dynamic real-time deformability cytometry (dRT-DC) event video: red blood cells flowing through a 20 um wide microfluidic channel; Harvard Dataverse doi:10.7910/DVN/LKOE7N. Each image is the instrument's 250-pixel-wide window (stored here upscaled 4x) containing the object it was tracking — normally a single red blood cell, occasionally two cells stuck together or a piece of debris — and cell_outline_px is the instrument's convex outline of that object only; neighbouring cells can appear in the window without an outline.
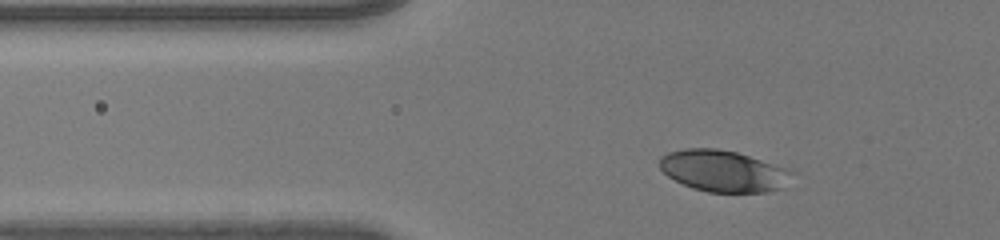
{"species": "human", "species_latin": "Homo sapiens", "temperature_condition": "room temperature", "stored_images_in_passage": 36, "camera_frame_rate_fps": 3000, "um_per_image_px": 0.085, "donor": {"sex": "male"}, "frame": {"image": 1, "passage_image": 7, "time_ms": 2.0, "image_size_px": [1000, 240], "cell_outline_px": [[796, 172], [784, 188], [768, 192], [708, 192], [692, 188], [668, 176], [660, 168], [660, 156], [668, 152], [684, 148], [716, 148], [736, 152], [788, 168]], "centroid_in_image_um": [61.52, 14.53], "position_along_channel_um": 64.3, "area_um2": 32.19}}
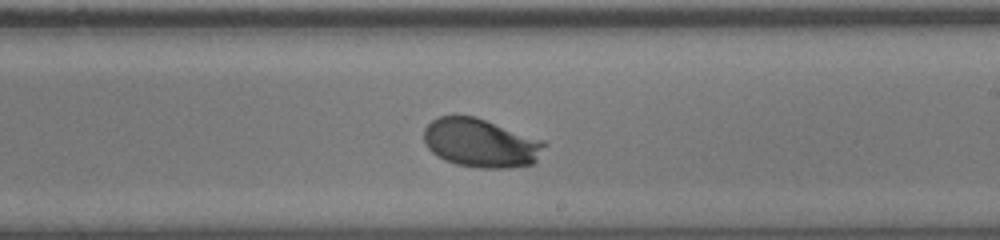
{"frame": {"image": 2, "passage_image": 23, "time_ms": 7.333, "image_size_px": [1000, 240], "cell_outline_px": [[548, 144], [536, 160], [532, 164], [512, 168], [480, 168], [456, 164], [444, 160], [432, 152], [424, 144], [424, 128], [432, 120], [440, 116], [476, 116], [544, 140]], "centroid_in_image_um": [40.88, 12.15], "position_along_channel_um": 248.1, "area_um2": 34.45}}
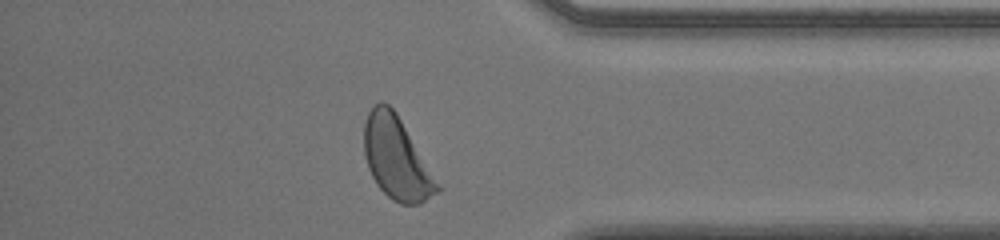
{"frame": {"image": 3, "passage_image": 35, "time_ms": 11.333, "image_size_px": [1000, 240], "cell_outline_px": [[444, 188], [420, 204], [400, 204], [392, 200], [376, 184], [368, 168], [364, 156], [364, 120], [368, 112], [380, 100], [388, 104], [396, 112]], "centroid_in_image_um": [33.73, 13.46], "position_along_channel_um": 401.5, "area_um2": 35.49}, "authors_computed_cell_mechanics": {"area_um2": 33.1483, "velocity_mm_per_s": 3.9999, "shape_relaxation_time_tau1_ms": 1.7307, "shape_relaxation_time_tau2_ms": null, "deformation_change_tau1": 0.1093, "deformation_change_tau2": null}}